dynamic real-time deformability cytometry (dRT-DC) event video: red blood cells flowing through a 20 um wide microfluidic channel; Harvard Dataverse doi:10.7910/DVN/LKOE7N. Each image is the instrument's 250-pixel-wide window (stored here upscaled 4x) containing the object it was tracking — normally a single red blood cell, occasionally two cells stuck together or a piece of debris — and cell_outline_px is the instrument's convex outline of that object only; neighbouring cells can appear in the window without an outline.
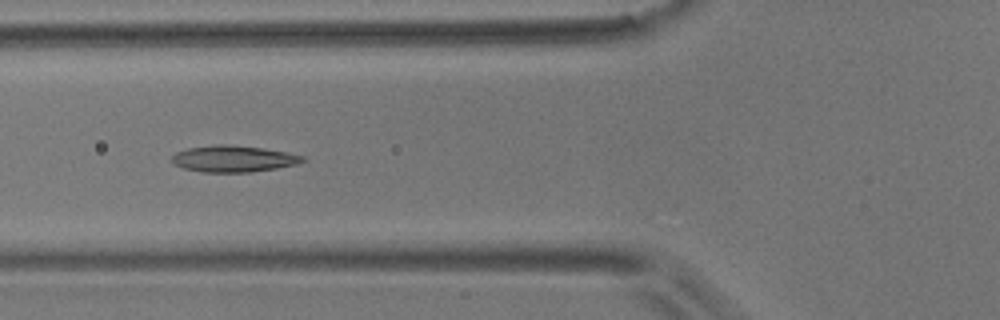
{"species": "common noctule bat (a hibernating species)", "species_latin": "Nyctalus noctula", "temperature_condition": "room temperature", "stored_images_in_passage": 10, "camera_frame_rate_fps": 3000, "um_per_image_px": 0.085, "animal": {"sex": "male", "body_mass_g": 17.9}, "frame": {"image": 1, "passage_image": 5, "time_ms": 4.667, "image_size_px": [1000, 320], "cell_outline_px": [[308, 160], [296, 164], [276, 168], [252, 172], [204, 172], [184, 168], [176, 164], [172, 160], [172, 156], [176, 152], [188, 148], [216, 144], [228, 144], [264, 148], [304, 156]], "centroid_in_image_um": [19.87, 13.49], "position_along_channel_um": 105.9, "area_um2": 20.06}}
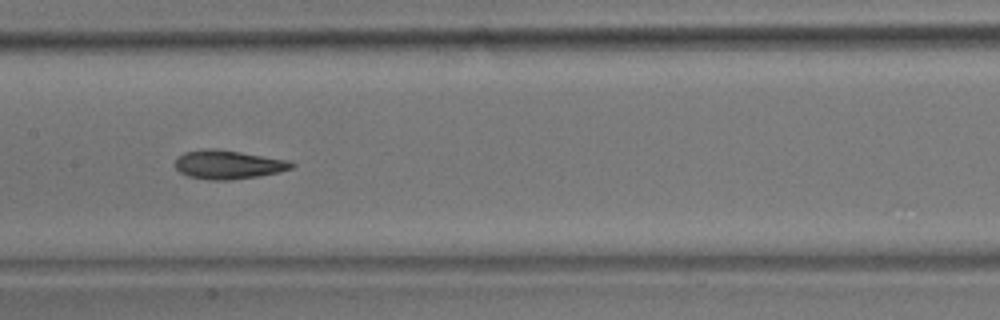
{"frame": {"image": 2, "passage_image": 7, "time_ms": 7.0, "image_size_px": [1000, 320], "cell_outline_px": [[296, 164], [292, 168], [280, 172], [260, 176], [232, 180], [208, 180], [188, 176], [180, 172], [172, 164], [176, 156], [184, 152], [212, 148], [216, 148], [288, 160]], "centroid_in_image_um": [19.36, 14.0], "position_along_channel_um": 188.0, "area_um2": 19.77}}
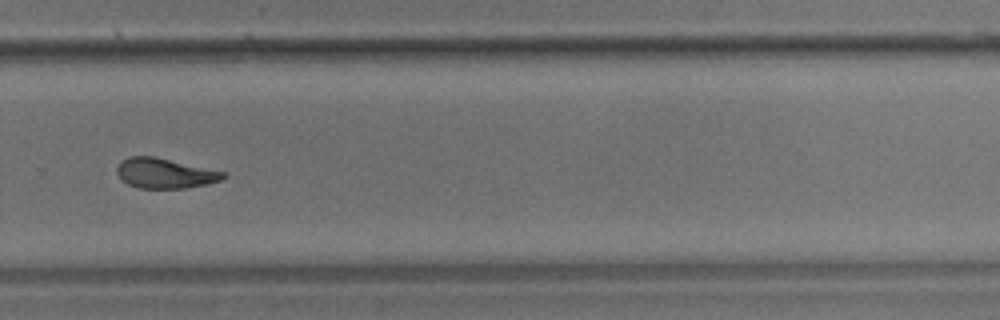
{"frame": {"image": 3, "passage_image": 10, "time_ms": 10.667, "image_size_px": [1000, 320], "cell_outline_px": [[228, 176], [220, 180], [208, 184], [184, 188], [140, 188], [128, 184], [116, 172], [116, 168], [120, 160], [128, 156], [156, 156], [228, 172]], "centroid_in_image_um": [14.05, 14.71], "position_along_channel_um": 315.7, "area_um2": 18.9}}